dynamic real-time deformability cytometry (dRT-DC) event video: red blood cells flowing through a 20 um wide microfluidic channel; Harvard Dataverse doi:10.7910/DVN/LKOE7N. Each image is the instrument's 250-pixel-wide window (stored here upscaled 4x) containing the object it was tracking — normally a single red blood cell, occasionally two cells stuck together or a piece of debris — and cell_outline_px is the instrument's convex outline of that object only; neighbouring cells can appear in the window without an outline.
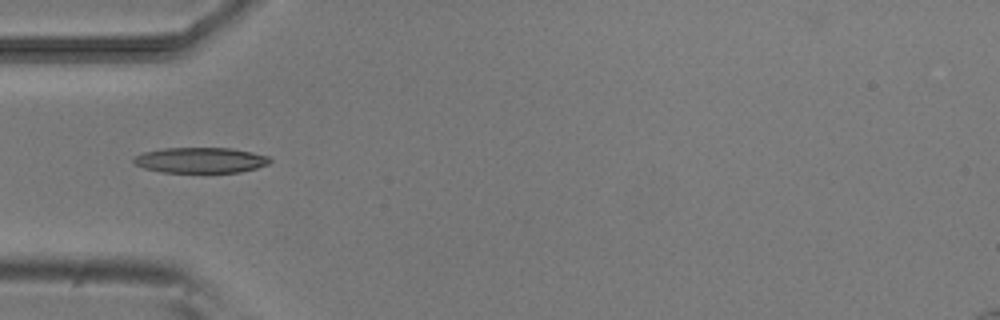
{"species": "common noctule bat (a hibernating species)", "species_latin": "Nyctalus noctula", "temperature_condition": "room temperature", "stored_images_in_passage": 13, "camera_frame_rate_fps": 3000, "um_per_image_px": 0.085, "animal": {"sex": "male", "body_mass_g": 20.5, "forearm_length_mm": 52.5}, "frame": {"image": 1, "passage_image": 1, "time_ms": 0.0, "image_size_px": [1000, 320], "cell_outline_px": [[272, 160], [268, 164], [256, 168], [240, 172], [160, 172], [144, 168], [136, 164], [132, 160], [132, 156], [144, 152], [164, 148], [232, 148], [252, 152], [268, 156]], "centroid_in_image_um": [17.03, 13.61], "position_along_channel_um": 68.0, "area_um2": 20.29}}
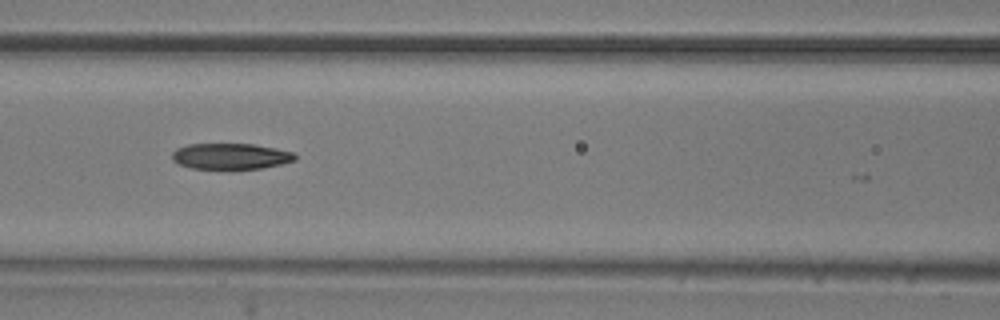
{"frame": {"image": 2, "passage_image": 7, "time_ms": 2.0, "image_size_px": [1000, 320], "cell_outline_px": [[296, 160], [264, 168], [232, 172], [224, 172], [192, 168], [180, 164], [172, 160], [172, 152], [176, 148], [188, 144], [252, 144], [276, 148], [292, 152], [296, 156]], "centroid_in_image_um": [19.58, 13.34], "position_along_channel_um": 147.0, "area_um2": 19.54}}
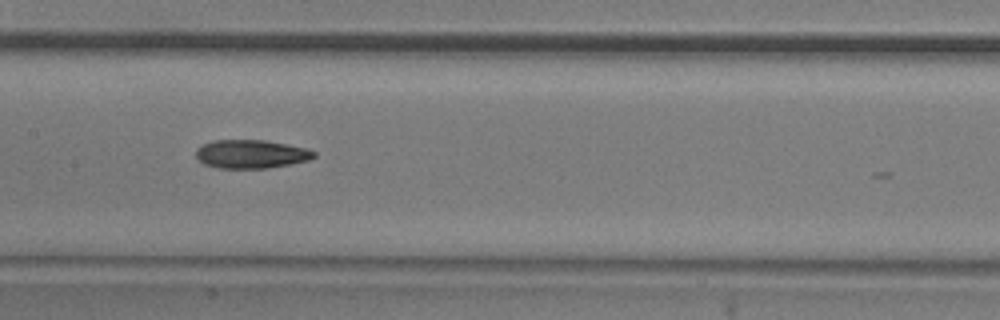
{"frame": {"image": 3, "passage_image": 10, "time_ms": 3.0, "image_size_px": [1000, 320], "cell_outline_px": [[316, 156], [308, 160], [292, 164], [264, 168], [220, 168], [204, 164], [196, 156], [196, 148], [212, 140], [264, 140], [308, 148], [316, 152]], "centroid_in_image_um": [21.36, 13.09], "position_along_channel_um": 186.0, "area_um2": 19.59}}